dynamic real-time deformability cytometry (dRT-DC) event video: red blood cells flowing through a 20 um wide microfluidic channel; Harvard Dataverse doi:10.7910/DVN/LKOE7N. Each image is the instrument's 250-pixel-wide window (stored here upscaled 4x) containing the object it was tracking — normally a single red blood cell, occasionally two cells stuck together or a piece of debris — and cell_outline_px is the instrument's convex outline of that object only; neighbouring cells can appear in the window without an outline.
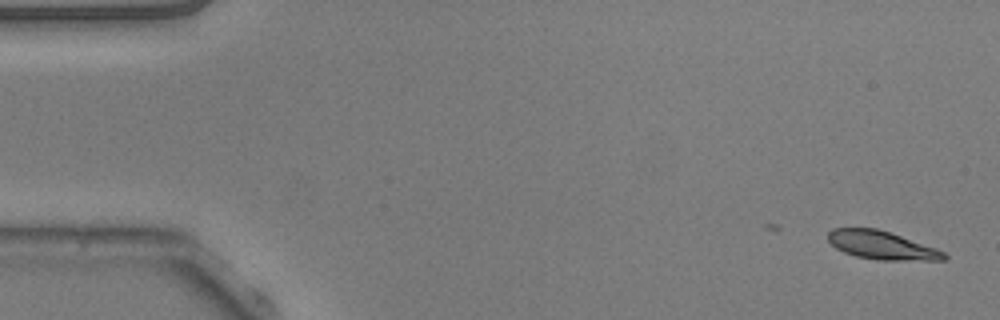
{"species": "common noctule bat (a hibernating species)", "species_latin": "Nyctalus noctula", "temperature_condition": "warm", "stored_images_in_passage": 28, "camera_frame_rate_fps": 3000, "um_per_image_px": 0.085, "animal": {"sex": "male", "body_mass_g": 20.5, "forearm_length_mm": 52.5}, "frame": {"image": 1, "passage_image": 1, "time_ms": 0.0, "image_size_px": [1000, 320], "cell_outline_px": [[948, 256], [944, 260], [876, 260], [856, 256], [844, 252], [836, 248], [828, 240], [828, 232], [832, 228], [876, 228], [936, 248], [944, 252]], "centroid_in_image_um": [74.92, 20.85], "position_along_channel_um": 10.1, "area_um2": 18.96}}
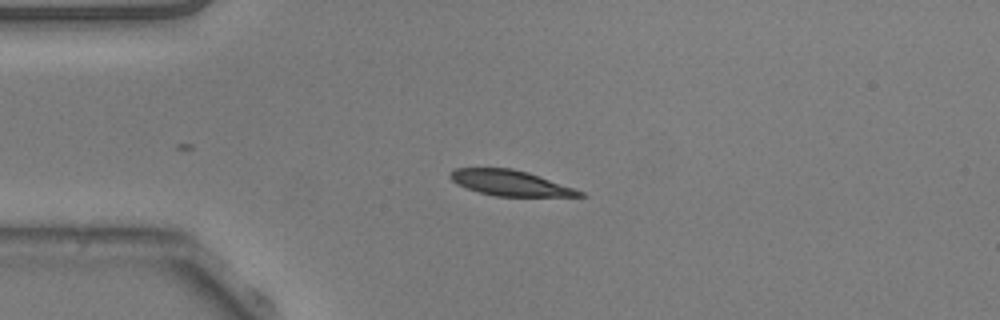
{"frame": {"image": 2, "passage_image": 12, "time_ms": 3.667, "image_size_px": [1000, 320], "cell_outline_px": [[588, 196], [496, 196], [480, 192], [456, 184], [448, 176], [448, 172], [456, 168], [512, 168], [528, 172], [584, 192]], "centroid_in_image_um": [43.33, 15.54], "position_along_channel_um": 41.7, "area_um2": 19.02}}